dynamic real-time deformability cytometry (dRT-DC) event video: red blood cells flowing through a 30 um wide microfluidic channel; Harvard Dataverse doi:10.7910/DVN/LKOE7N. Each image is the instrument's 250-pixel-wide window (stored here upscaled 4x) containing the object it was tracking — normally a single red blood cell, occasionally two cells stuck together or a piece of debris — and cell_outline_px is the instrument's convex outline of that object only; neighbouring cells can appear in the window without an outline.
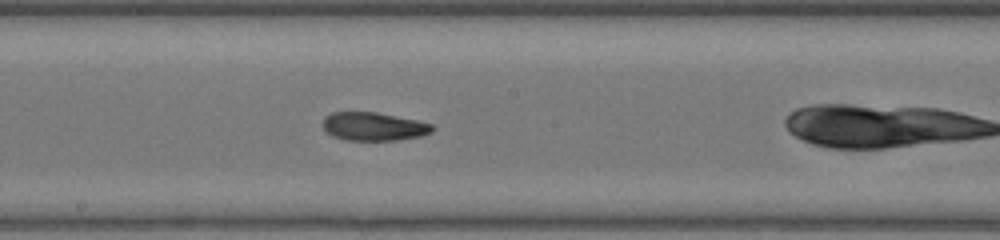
{"species": "common noctule bat (a hibernating species)", "species_latin": "Nyctalus noctula", "temperature_condition": "warm", "stored_images_in_passage": 32, "camera_frame_rate_fps": 3000, "um_per_image_px": 0.085, "animal": {"sex": "female", "body_mass_g": 17.0, "forearm_length_mm": 48.0}, "frame": {"image": 1, "passage_image": 11, "time_ms": 3.333, "image_size_px": [1000, 240], "cell_outline_px": [[436, 128], [432, 132], [420, 136], [396, 140], [348, 140], [332, 136], [324, 132], [324, 116], [332, 112], [376, 112], [416, 120], [432, 124]], "centroid_in_image_um": [31.75, 10.75], "position_along_channel_um": 216.4, "area_um2": 18.09}}
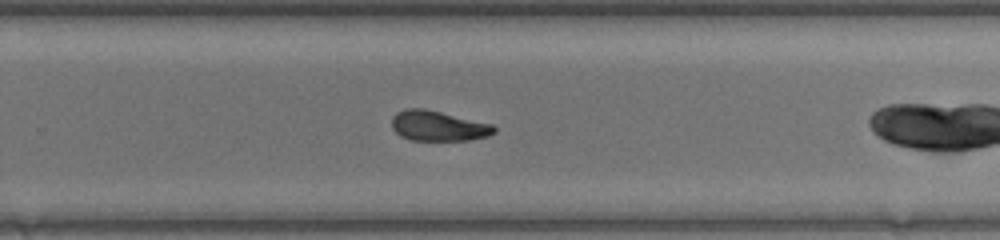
{"frame": {"image": 2, "passage_image": 16, "time_ms": 5.0, "image_size_px": [1000, 240], "cell_outline_px": [[496, 132], [488, 136], [468, 140], [412, 140], [400, 136], [392, 128], [392, 116], [396, 112], [404, 108], [424, 108], [492, 124], [496, 128]], "centroid_in_image_um": [37.22, 10.69], "position_along_channel_um": 292.6, "area_um2": 18.03}}
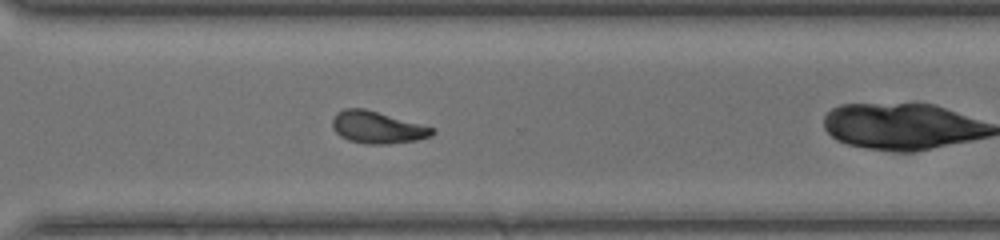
{"frame": {"image": 3, "passage_image": 19, "time_ms": 6.0, "image_size_px": [1000, 240], "cell_outline_px": [[436, 132], [432, 136], [416, 140], [388, 144], [364, 144], [348, 140], [340, 136], [332, 128], [332, 120], [336, 112], [344, 108], [364, 108], [436, 128]], "centroid_in_image_um": [32.07, 10.83], "position_along_channel_um": 338.5, "area_um2": 18.84}}